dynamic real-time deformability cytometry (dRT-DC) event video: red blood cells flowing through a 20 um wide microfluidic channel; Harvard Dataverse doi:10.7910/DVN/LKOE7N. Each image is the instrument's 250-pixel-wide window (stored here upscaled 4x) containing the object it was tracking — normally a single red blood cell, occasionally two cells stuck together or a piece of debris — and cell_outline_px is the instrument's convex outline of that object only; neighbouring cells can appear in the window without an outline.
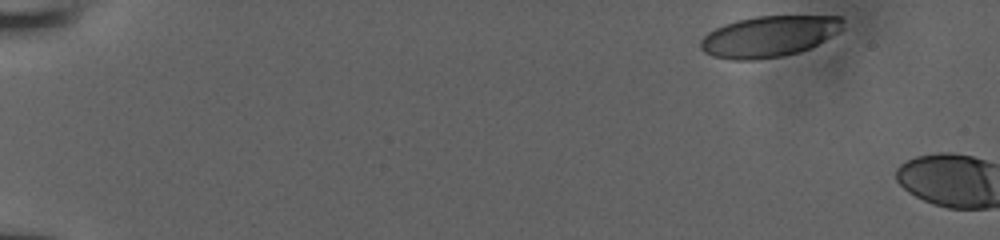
{"species": "human", "species_latin": "Homo sapiens", "temperature_condition": "room temperature", "stored_images_in_passage": 4, "camera_frame_rate_fps": 3000, "um_per_image_px": 0.085, "donor": {"sex": "male"}, "frame": {"image": 1, "passage_image": 1, "time_ms": 0.0, "image_size_px": [1000, 240], "cell_outline_px": [[844, 28], [840, 32], [800, 52], [780, 56], [756, 60], [732, 60], [712, 56], [704, 52], [700, 48], [700, 40], [708, 32], [724, 24], [736, 20], [756, 16], [840, 16], [844, 20]], "centroid_in_image_um": [65.36, 3.09], "position_along_channel_um": 19.6, "area_um2": 34.16}}